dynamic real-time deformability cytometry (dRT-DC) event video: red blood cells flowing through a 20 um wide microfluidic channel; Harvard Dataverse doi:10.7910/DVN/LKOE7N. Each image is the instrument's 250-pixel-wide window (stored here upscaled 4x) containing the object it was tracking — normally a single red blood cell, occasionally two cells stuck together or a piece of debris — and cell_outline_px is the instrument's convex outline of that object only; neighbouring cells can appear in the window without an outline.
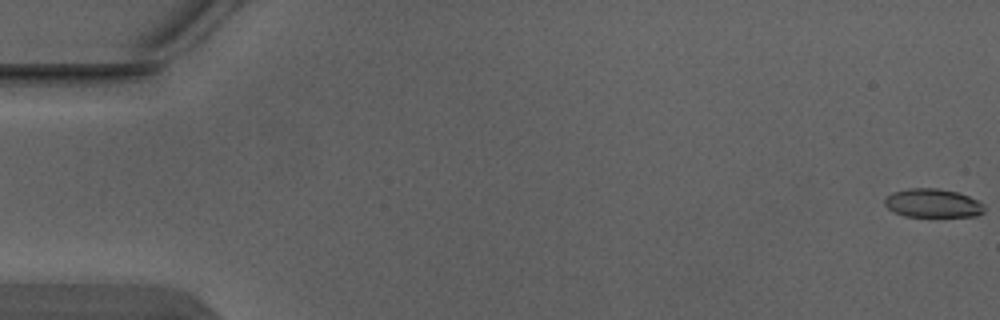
{"species": "Egyptian fruit bat (a non-hibernating species)", "species_latin": "Rousettus aegyptiacus", "temperature_condition": "warm", "stored_images_in_passage": 5, "camera_frame_rate_fps": 3000, "um_per_image_px": 0.085, "animal": {"sex": "male"}, "frame": {"image": 1, "passage_image": 1, "time_ms": 0.0, "image_size_px": [1000, 320], "cell_outline_px": [[984, 212], [976, 216], [904, 216], [888, 208], [884, 204], [884, 200], [892, 192], [908, 188], [936, 188], [956, 192], [980, 200], [984, 204]], "centroid_in_image_um": [79.31, 17.26], "position_along_channel_um": 5.7, "area_um2": 16.59}}
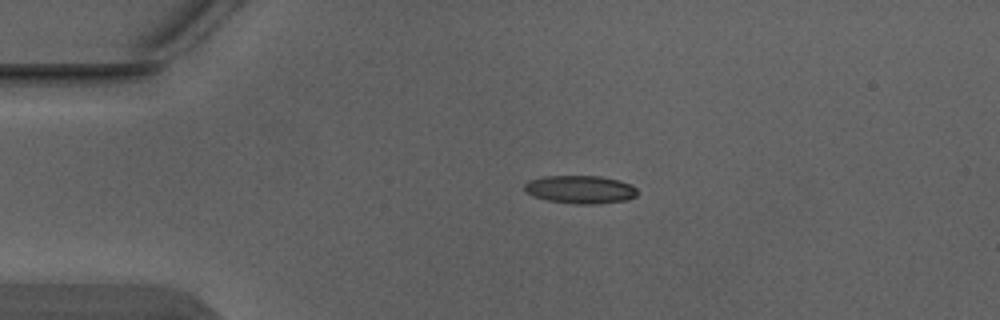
{"frame": {"image": 2, "passage_image": 4, "time_ms": 1.0, "image_size_px": [1000, 320], "cell_outline_px": [[636, 196], [628, 200], [596, 204], [576, 204], [548, 200], [532, 196], [524, 192], [524, 184], [528, 180], [544, 176], [600, 176], [620, 180], [632, 184], [636, 188]], "centroid_in_image_um": [49.31, 16.1], "position_along_channel_um": 35.7, "area_um2": 18.67}}
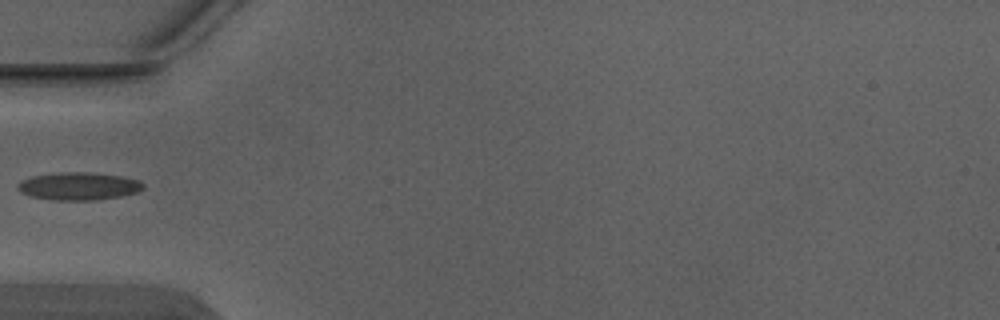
{"frame": {"image": 3, "passage_image": 5, "time_ms": 1.333, "image_size_px": [1000, 320], "cell_outline_px": [[144, 188], [136, 192], [120, 196], [96, 200], [56, 200], [28, 196], [20, 192], [20, 180], [32, 176], [60, 172], [92, 172], [124, 176], [140, 180], [144, 184]], "centroid_in_image_um": [6.72, 15.81], "position_along_channel_um": 78.3, "area_um2": 20.35}}